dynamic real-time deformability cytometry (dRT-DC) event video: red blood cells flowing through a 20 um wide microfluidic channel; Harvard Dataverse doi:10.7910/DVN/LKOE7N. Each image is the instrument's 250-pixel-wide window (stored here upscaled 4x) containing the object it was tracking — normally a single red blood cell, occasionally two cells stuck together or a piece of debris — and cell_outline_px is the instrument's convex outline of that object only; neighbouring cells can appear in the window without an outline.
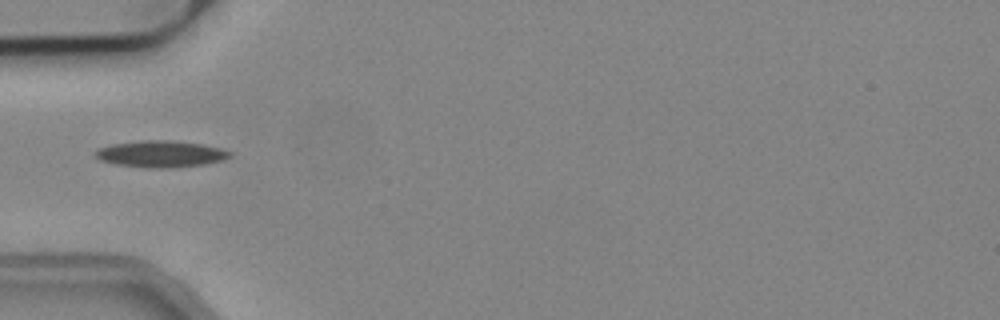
{"species": "common noctule bat (a hibernating species)", "species_latin": "Nyctalus noctula", "temperature_condition": "cold", "stored_images_in_passage": 46, "camera_frame_rate_fps": 3000, "um_per_image_px": 0.085, "animal": {"sex": "male", "body_mass_g": 19.2, "forearm_length_mm": 51.8}, "frame": {"image": 1, "passage_image": 15, "time_ms": 4.667, "image_size_px": [1000, 320], "cell_outline_px": [[232, 156], [224, 160], [204, 164], [176, 168], [144, 168], [116, 164], [100, 160], [96, 156], [96, 152], [100, 148], [112, 144], [144, 140], [172, 140], [200, 144], [220, 148], [232, 152]], "centroid_in_image_um": [13.71, 13.1], "position_along_channel_um": 71.3, "area_um2": 20.87}}
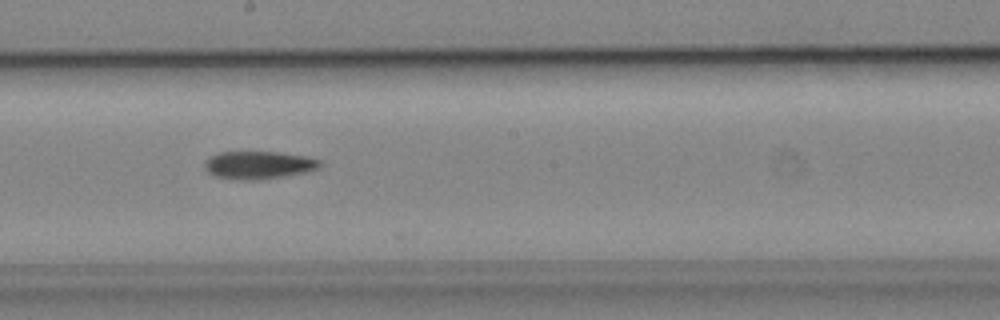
{"frame": {"image": 2, "passage_image": 27, "time_ms": 8.667, "image_size_px": [1000, 320], "cell_outline_px": [[324, 164], [320, 168], [304, 172], [284, 176], [216, 176], [208, 172], [204, 164], [208, 156], [220, 152], [276, 152], [308, 156], [320, 160]], "centroid_in_image_um": [22.07, 13.94], "position_along_channel_um": 226.1, "area_um2": 17.51}}
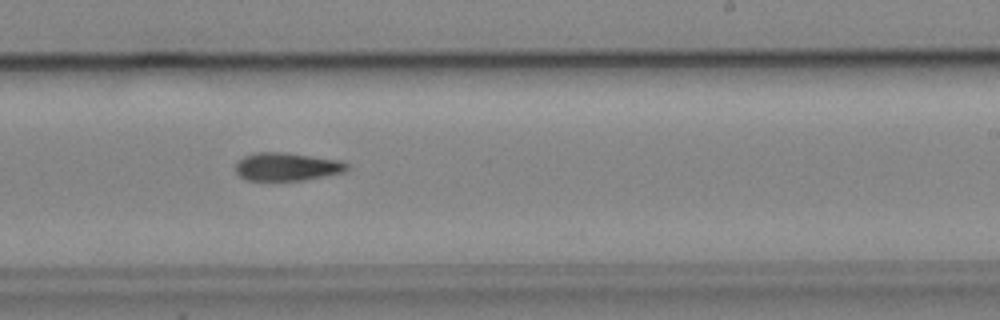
{"frame": {"image": 3, "passage_image": 30, "time_ms": 9.667, "image_size_px": [1000, 320], "cell_outline_px": [[352, 168], [344, 172], [304, 180], [248, 180], [240, 176], [236, 172], [236, 160], [244, 156], [256, 152], [284, 152], [340, 160], [352, 164]], "centroid_in_image_um": [24.43, 14.16], "position_along_channel_um": 264.6, "area_um2": 18.44}, "authors_computed_cell_mechanics": {"area_um2": 18.9006, "velocity_mm_per_s": 3.8572, "shape_relaxation_time_tau1_ms": 8.0341, "shape_relaxation_time_tau2_ms": null, "deformation_change_tau1": 0.1607, "deformation_change_tau2": null}}